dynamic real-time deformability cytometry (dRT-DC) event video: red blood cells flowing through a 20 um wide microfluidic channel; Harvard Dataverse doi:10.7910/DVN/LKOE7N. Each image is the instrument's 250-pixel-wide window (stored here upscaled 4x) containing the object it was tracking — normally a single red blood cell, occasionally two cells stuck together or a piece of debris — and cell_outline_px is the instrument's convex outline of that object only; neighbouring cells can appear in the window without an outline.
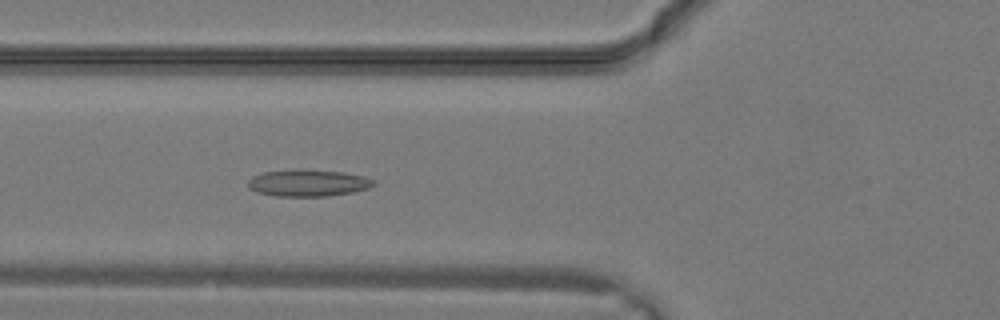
{"species": "common noctule bat (a hibernating species)", "species_latin": "Nyctalus noctula", "temperature_condition": "warm", "stored_images_in_passage": 3, "camera_frame_rate_fps": 3000, "um_per_image_px": 0.085, "animal": {"sex": "male", "body_mass_g": 19.2, "forearm_length_mm": 51.8}, "frame": {"image": 1, "passage_image": 3, "time_ms": 0.667, "image_size_px": [1000, 320], "cell_outline_px": [[376, 184], [368, 188], [352, 192], [328, 196], [276, 196], [256, 192], [248, 188], [248, 180], [252, 176], [264, 172], [296, 168], [344, 172], [364, 176], [376, 180]], "centroid_in_image_um": [26.18, 15.54], "position_along_channel_um": 99.6, "area_um2": 19.94}}